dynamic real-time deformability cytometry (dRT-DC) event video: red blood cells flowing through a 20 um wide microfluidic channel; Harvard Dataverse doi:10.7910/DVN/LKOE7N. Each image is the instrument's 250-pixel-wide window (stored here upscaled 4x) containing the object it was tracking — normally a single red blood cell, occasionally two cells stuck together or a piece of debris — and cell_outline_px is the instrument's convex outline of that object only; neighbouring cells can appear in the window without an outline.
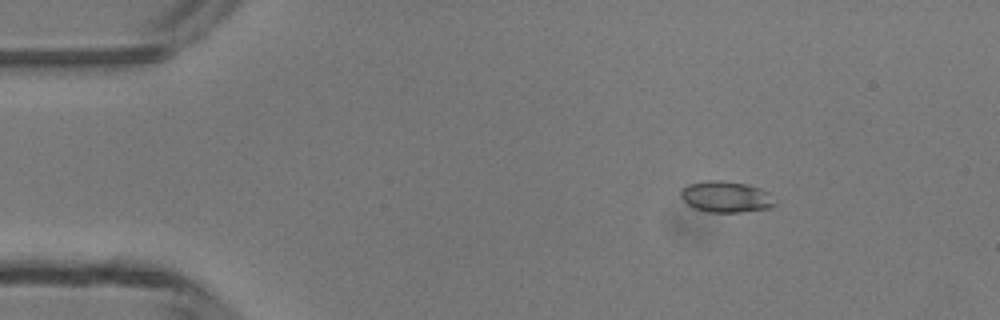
{"species": "common noctule bat (a hibernating species)", "species_latin": "Nyctalus noctula", "temperature_condition": "room temperature", "stored_images_in_passage": 3, "camera_frame_rate_fps": 3000, "um_per_image_px": 0.085, "animal": {"sex": "male", "body_mass_g": 13.3}, "frame": {"image": 1, "passage_image": 1, "time_ms": 0.0, "image_size_px": [1000, 320], "cell_outline_px": [[776, 204], [772, 208], [740, 212], [712, 212], [692, 208], [680, 196], [680, 188], [688, 184], [708, 180], [720, 180], [744, 184], [760, 188], [768, 192]], "centroid_in_image_um": [61.68, 16.73], "position_along_channel_um": 23.3, "area_um2": 17.11}}
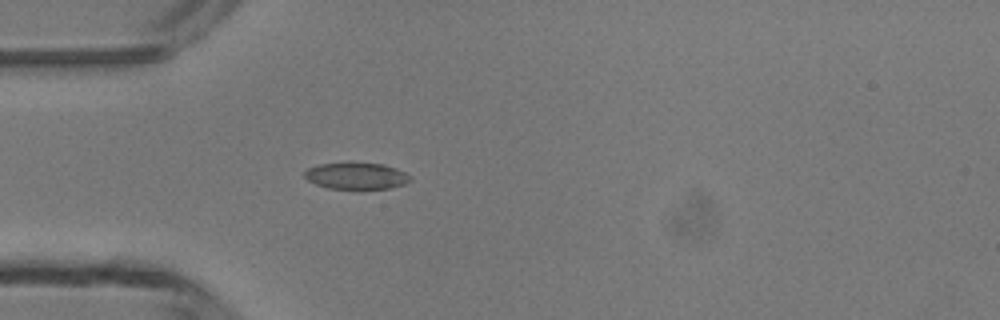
{"frame": {"image": 2, "passage_image": 3, "time_ms": 2.333, "image_size_px": [1000, 320], "cell_outline_px": [[412, 180], [404, 184], [388, 188], [328, 188], [316, 184], [308, 180], [304, 176], [304, 172], [308, 168], [320, 164], [352, 160], [384, 164], [396, 168], [412, 176]], "centroid_in_image_um": [30.29, 14.9], "position_along_channel_um": 54.7, "area_um2": 16.82}}